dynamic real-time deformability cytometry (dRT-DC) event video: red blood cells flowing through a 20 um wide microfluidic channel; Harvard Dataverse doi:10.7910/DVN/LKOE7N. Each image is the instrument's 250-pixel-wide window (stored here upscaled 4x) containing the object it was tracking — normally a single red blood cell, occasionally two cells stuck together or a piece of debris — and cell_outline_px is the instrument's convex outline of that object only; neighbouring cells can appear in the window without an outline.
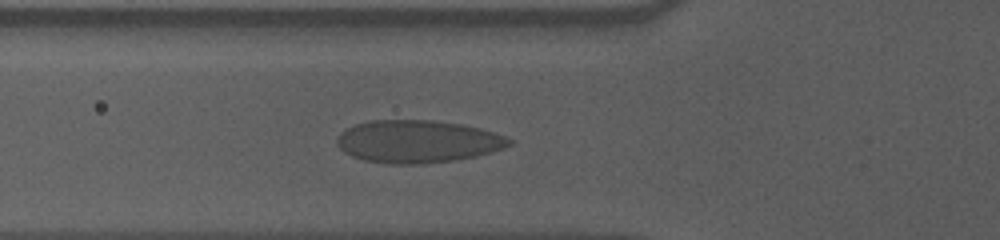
{"species": "human", "species_latin": "Homo sapiens", "temperature_condition": "cold", "stored_images_in_passage": 31, "camera_frame_rate_fps": 3000, "um_per_image_px": 0.085, "donor": {"sex": "male"}, "frame": {"image": 1, "passage_image": 3, "time_ms": 0.667, "image_size_px": [1000, 240], "cell_outline_px": [[512, 144], [504, 148], [476, 156], [456, 160], [424, 164], [384, 164], [364, 160], [352, 156], [344, 152], [336, 144], [336, 140], [340, 132], [356, 124], [372, 120], [432, 120], [460, 124], [480, 128], [504, 136], [512, 140]], "centroid_in_image_um": [35.48, 12.04], "position_along_channel_um": 90.3, "area_um2": 42.83}}
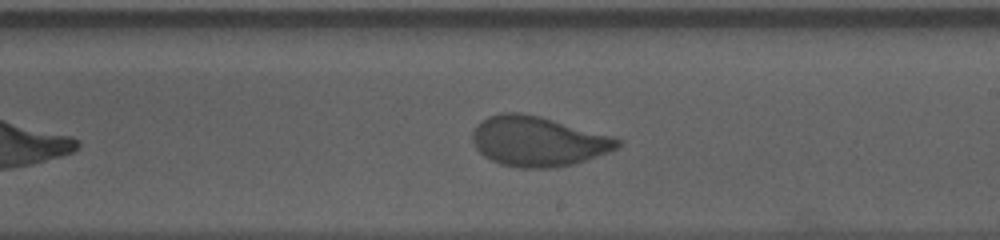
{"frame": {"image": 2, "passage_image": 16, "time_ms": 5.0, "image_size_px": [1000, 240], "cell_outline_px": [[624, 140], [616, 148], [608, 152], [572, 164], [556, 168], [520, 168], [500, 164], [484, 156], [476, 148], [472, 140], [472, 132], [476, 124], [480, 120], [488, 116], [500, 112], [524, 112], [540, 116], [612, 136]], "centroid_in_image_um": [45.69, 12.0], "position_along_channel_um": 243.3, "area_um2": 42.37}}
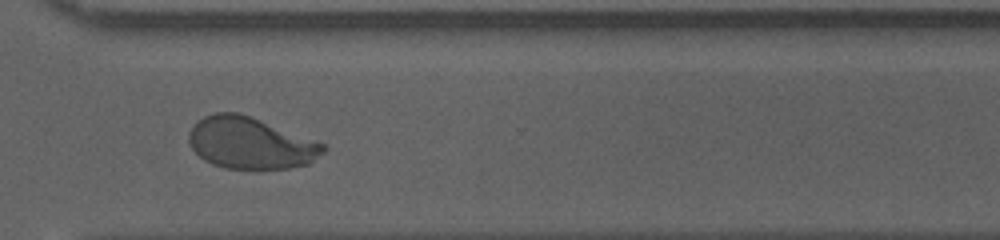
{"frame": {"image": 3, "passage_image": 25, "time_ms": 8.0, "image_size_px": [1000, 240], "cell_outline_px": [[328, 148], [324, 152], [308, 164], [292, 168], [224, 168], [212, 164], [204, 160], [188, 144], [188, 132], [196, 120], [204, 116], [216, 112], [236, 112], [248, 116], [328, 144]], "centroid_in_image_um": [21.28, 12.16], "position_along_channel_um": 349.3, "area_um2": 40.46}, "authors_computed_cell_mechanics": {"area_um2": 41.5582, "velocity_mm_per_s": 3.5249, "shape_relaxation_time_tau1_ms": 5.5862, "shape_relaxation_time_tau2_ms": null, "deformation_change_tau1": 0.1576, "deformation_change_tau2": null}}